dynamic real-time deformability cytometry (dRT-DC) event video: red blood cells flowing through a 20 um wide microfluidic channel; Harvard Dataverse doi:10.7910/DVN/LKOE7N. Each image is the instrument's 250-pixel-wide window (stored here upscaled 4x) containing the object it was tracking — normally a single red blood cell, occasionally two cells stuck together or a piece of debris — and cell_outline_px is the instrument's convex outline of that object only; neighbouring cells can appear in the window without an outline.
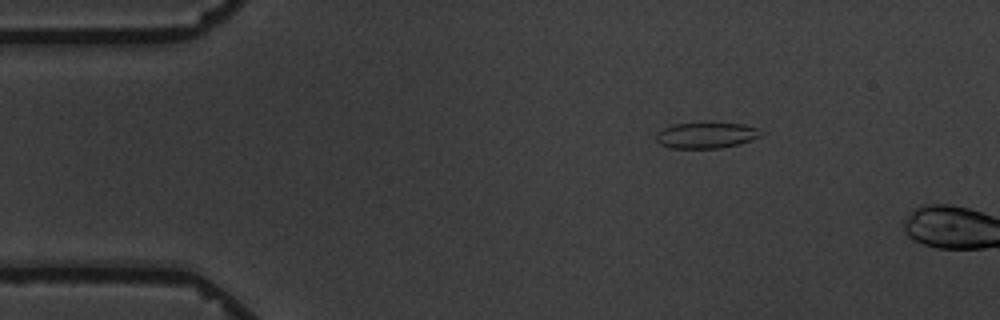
{"species": "common noctule bat (a hibernating species)", "species_latin": "Nyctalus noctula", "temperature_condition": "warm", "stored_images_in_passage": 2, "camera_frame_rate_fps": 3000, "um_per_image_px": 0.085, "animal": {"sex": "male", "body_mass_g": 19.5, "forearm_length_mm": 54.6}, "frame": {"image": 1, "passage_image": 1, "time_ms": 0.0, "image_size_px": [1000, 320], "cell_outline_px": [[764, 132], [760, 136], [752, 140], [720, 148], [672, 148], [660, 144], [656, 140], [656, 132], [672, 124], [744, 124], [760, 128]], "centroid_in_image_um": [60.04, 11.51], "position_along_channel_um": 25.0, "area_um2": 15.61}}